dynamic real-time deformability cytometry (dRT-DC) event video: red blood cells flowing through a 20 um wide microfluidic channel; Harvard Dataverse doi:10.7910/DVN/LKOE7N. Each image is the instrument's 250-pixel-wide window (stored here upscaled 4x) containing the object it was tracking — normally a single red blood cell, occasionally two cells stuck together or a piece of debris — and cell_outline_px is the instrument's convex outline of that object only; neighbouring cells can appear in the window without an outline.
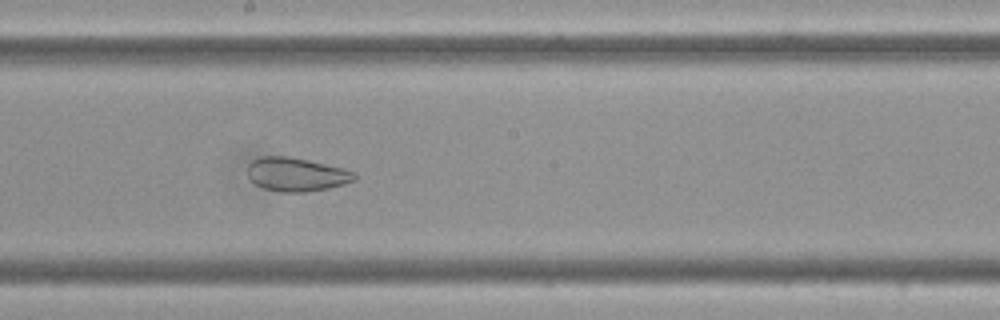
{"species": "Egyptian fruit bat (a non-hibernating species)", "species_latin": "Rousettus aegyptiacus", "temperature_condition": "cold", "stored_images_in_passage": 42, "camera_frame_rate_fps": 3000, "um_per_image_px": 0.085, "frame": {"image": 1, "passage_image": 17, "time_ms": 5.333, "image_size_px": [1000, 320], "cell_outline_px": [[356, 180], [344, 184], [328, 188], [308, 192], [280, 192], [264, 188], [256, 184], [248, 176], [248, 164], [252, 160], [264, 156], [288, 156], [308, 160], [344, 168], [356, 172]], "centroid_in_image_um": [25.22, 14.82], "position_along_channel_um": 223.0, "area_um2": 21.04}}
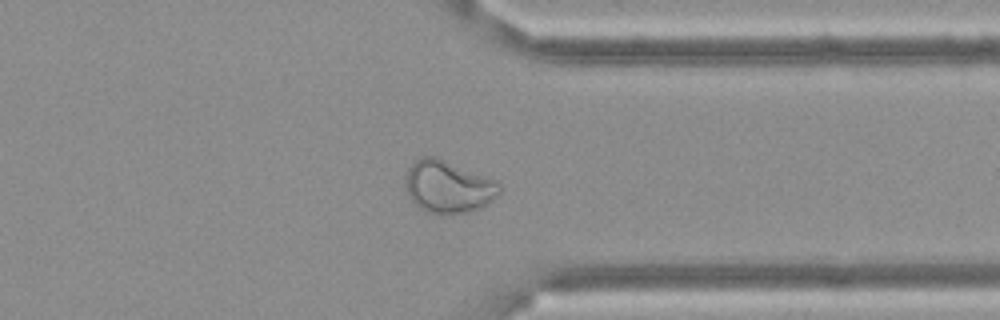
{"frame": {"image": 2, "passage_image": 30, "time_ms": 9.667, "image_size_px": [1000, 320], "cell_outline_px": [[500, 192], [488, 204], [480, 208], [468, 212], [440, 216], [424, 212], [408, 196], [404, 184], [404, 180], [408, 168], [420, 156], [436, 156], [496, 180], [500, 184]], "centroid_in_image_um": [38.06, 15.89], "position_along_channel_um": 373.3, "area_um2": 29.19}}
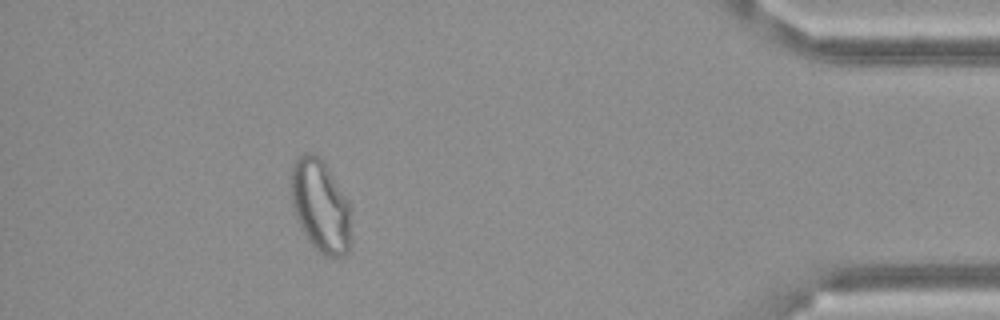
{"frame": {"image": 3, "passage_image": 37, "time_ms": 12.0, "image_size_px": [1000, 320], "cell_outline_px": [[352, 240], [348, 252], [344, 256], [324, 256], [308, 240], [300, 228], [292, 204], [292, 164], [296, 156], [304, 152], [312, 152], [324, 160], [348, 200], [352, 208]], "centroid_in_image_um": [27.29, 17.5], "position_along_channel_um": 407.9, "area_um2": 33.18}, "authors_computed_cell_mechanics": {"area_um2": 27.0504, "velocity_mm_per_s": 3.5129, "shape_relaxation_time_tau1_ms": null, "shape_relaxation_time_tau2_ms": 1.3464, "deformation_change_tau1": null, "deformation_change_tau2": 0.0699}}